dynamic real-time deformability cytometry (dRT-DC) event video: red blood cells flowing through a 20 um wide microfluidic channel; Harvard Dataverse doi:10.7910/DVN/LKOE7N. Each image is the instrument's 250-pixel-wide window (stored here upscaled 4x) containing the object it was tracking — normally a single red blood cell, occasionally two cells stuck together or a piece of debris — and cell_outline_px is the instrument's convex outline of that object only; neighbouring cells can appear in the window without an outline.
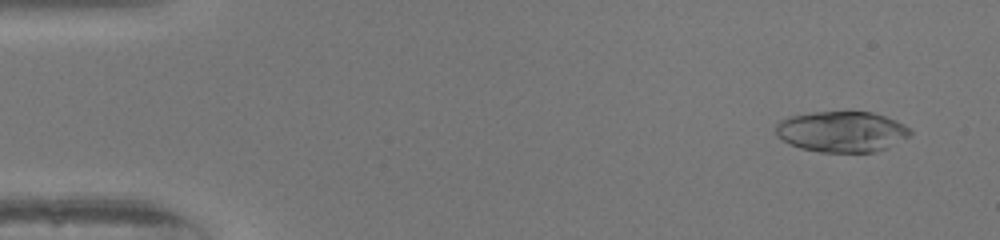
{"species": "human", "species_latin": "Homo sapiens", "temperature_condition": "warm", "stored_images_in_passage": 52, "camera_frame_rate_fps": 3000, "um_per_image_px": 0.085, "donor": {"sex": "female"}, "frame": {"image": 1, "passage_image": 4, "time_ms": 1.0, "image_size_px": [1000, 240], "cell_outline_px": [[912, 132], [908, 136], [888, 148], [876, 152], [820, 152], [800, 148], [788, 144], [776, 136], [776, 124], [780, 120], [788, 116], [812, 112], [872, 112], [896, 120], [904, 124]], "centroid_in_image_um": [71.51, 11.19], "position_along_channel_um": 13.5, "area_um2": 32.14}}
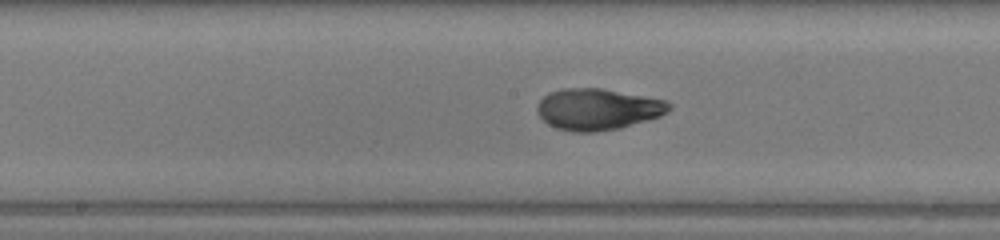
{"frame": {"image": 2, "passage_image": 27, "time_ms": 8.667, "image_size_px": [1000, 240], "cell_outline_px": [[672, 108], [668, 112], [660, 116], [648, 120], [620, 128], [596, 132], [572, 132], [556, 128], [548, 124], [540, 116], [536, 108], [536, 104], [548, 92], [560, 88], [600, 88], [668, 100], [672, 104]], "centroid_in_image_um": [50.82, 9.28], "position_along_channel_um": 197.4, "area_um2": 32.14}}
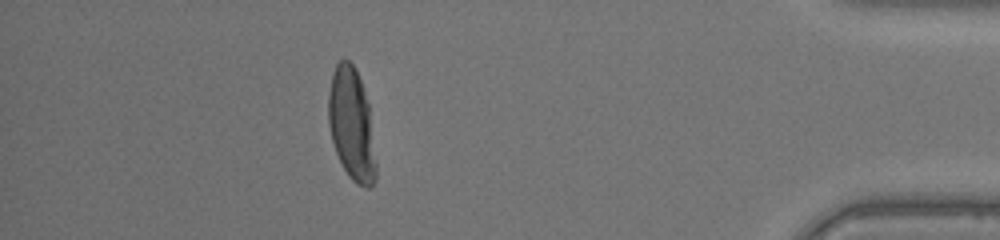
{"frame": {"image": 3, "passage_image": 46, "time_ms": 15.0, "image_size_px": [1000, 240], "cell_outline_px": [[376, 180], [368, 188], [364, 188], [356, 184], [348, 176], [336, 152], [332, 140], [328, 124], [328, 92], [332, 72], [336, 64], [340, 60], [348, 60], [356, 68], [364, 88], [368, 104], [376, 164]], "centroid_in_image_um": [29.87, 10.57], "position_along_channel_um": 405.3, "area_um2": 31.15}, "authors_computed_cell_mechanics": {"area_um2": 31.3565, "velocity_mm_per_s": 4.0758, "shape_relaxation_time_tau1_ms": 5.1429, "shape_relaxation_time_tau2_ms": 0.6872, "deformation_change_tau1": 0.2786, "deformation_change_tau2": 0.0552}}